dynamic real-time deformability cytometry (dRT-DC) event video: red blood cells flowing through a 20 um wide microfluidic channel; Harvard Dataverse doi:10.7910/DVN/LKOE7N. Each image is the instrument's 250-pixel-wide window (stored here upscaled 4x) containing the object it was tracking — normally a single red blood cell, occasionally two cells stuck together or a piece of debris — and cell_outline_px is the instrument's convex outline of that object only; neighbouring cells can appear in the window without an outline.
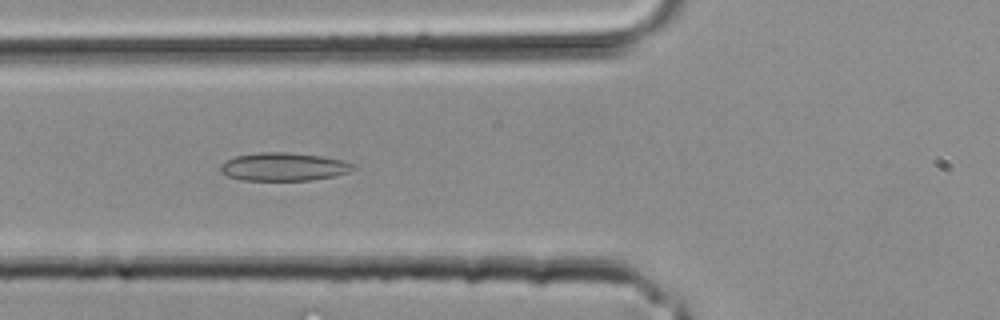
{"species": "common noctule bat (a hibernating species)", "species_latin": "Nyctalus noctula", "temperature_condition": "room temperature", "stored_images_in_passage": 24, "camera_frame_rate_fps": 3000, "um_per_image_px": 0.085, "animal": {"sex": "male", "body_mass_g": 20.4}, "frame": {"image": 1, "passage_image": 4, "time_ms": 1.0, "image_size_px": [1000, 320], "cell_outline_px": [[356, 168], [348, 172], [336, 176], [312, 180], [240, 180], [228, 176], [220, 172], [220, 164], [236, 156], [264, 152], [288, 152], [324, 156], [356, 164]], "centroid_in_image_um": [24.14, 14.18], "position_along_channel_um": 101.7, "area_um2": 21.85}}
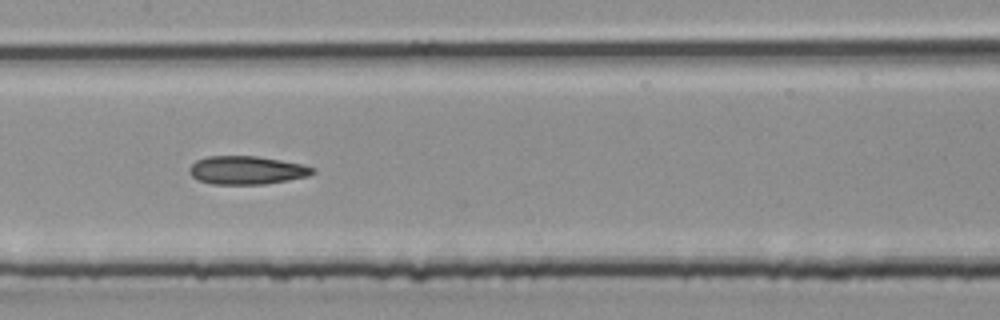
{"frame": {"image": 2, "passage_image": 8, "time_ms": 2.333, "image_size_px": [1000, 320], "cell_outline_px": [[316, 172], [308, 176], [288, 180], [264, 184], [212, 184], [196, 180], [188, 172], [188, 168], [196, 160], [208, 156], [256, 156], [280, 160], [300, 164], [316, 168]], "centroid_in_image_um": [20.94, 14.47], "position_along_channel_um": 186.5, "area_um2": 20.4}}
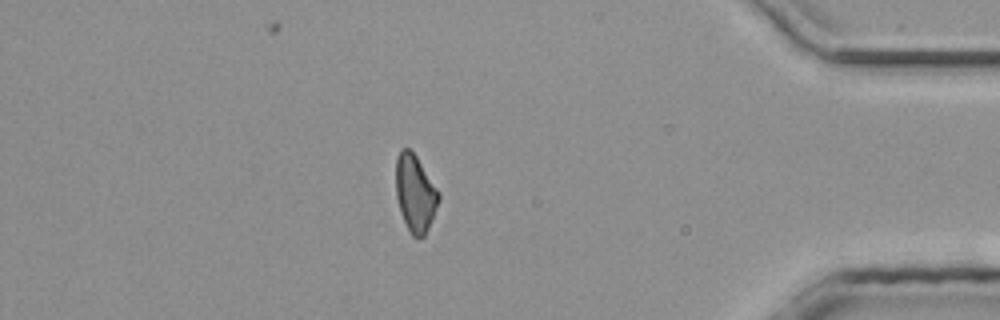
{"frame": {"image": 3, "passage_image": 20, "time_ms": 6.333, "image_size_px": [1000, 320], "cell_outline_px": [[440, 200], [428, 228], [424, 236], [420, 240], [412, 236], [400, 212], [396, 196], [396, 156], [400, 148], [408, 148], [416, 156], [440, 192]], "centroid_in_image_um": [35.29, 16.43], "position_along_channel_um": 399.9, "area_um2": 19.31}}